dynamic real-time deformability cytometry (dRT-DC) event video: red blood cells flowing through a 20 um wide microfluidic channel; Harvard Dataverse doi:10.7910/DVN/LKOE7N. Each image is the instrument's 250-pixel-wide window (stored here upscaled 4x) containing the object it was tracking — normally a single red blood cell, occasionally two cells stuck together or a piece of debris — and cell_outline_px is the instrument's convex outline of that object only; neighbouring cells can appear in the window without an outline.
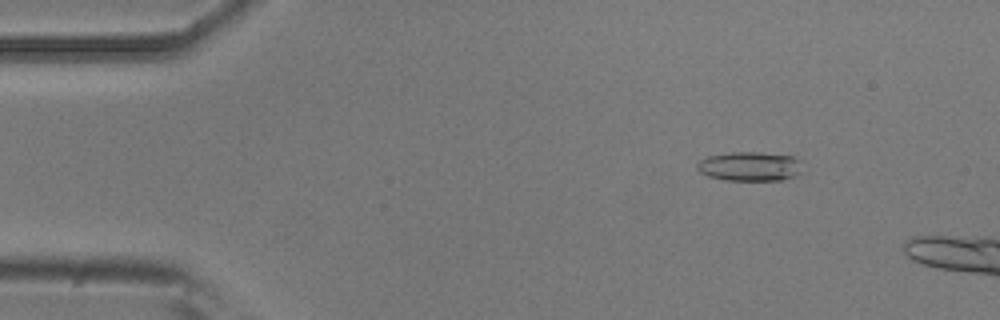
{"species": "common noctule bat (a hibernating species)", "species_latin": "Nyctalus noctula", "temperature_condition": "room temperature", "stored_images_in_passage": 4, "camera_frame_rate_fps": 3000, "um_per_image_px": 0.085, "animal": {"sex": "male", "body_mass_g": 20.5, "forearm_length_mm": 52.5}, "frame": {"image": 1, "passage_image": 2, "time_ms": 0.333, "image_size_px": [1000, 320], "cell_outline_px": [[800, 172], [796, 176], [780, 180], [724, 180], [708, 176], [700, 172], [696, 168], [696, 164], [700, 160], [708, 156], [732, 152], [760, 152], [792, 156], [800, 160]], "centroid_in_image_um": [63.71, 14.14], "position_along_channel_um": 21.3, "area_um2": 17.98}}